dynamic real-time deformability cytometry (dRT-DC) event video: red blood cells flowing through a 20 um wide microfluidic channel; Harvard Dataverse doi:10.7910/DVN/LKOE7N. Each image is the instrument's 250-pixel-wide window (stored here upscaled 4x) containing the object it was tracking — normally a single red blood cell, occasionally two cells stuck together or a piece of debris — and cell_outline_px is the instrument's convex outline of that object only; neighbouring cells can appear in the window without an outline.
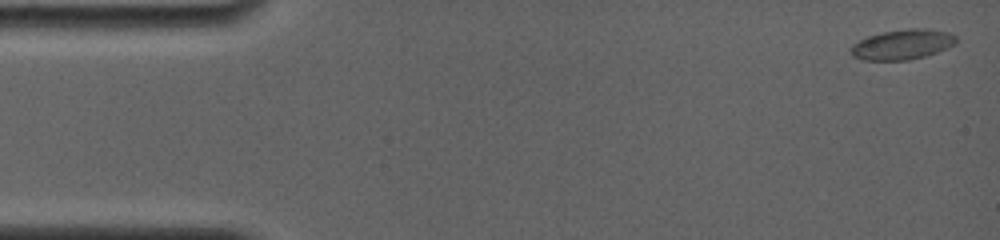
{"species": "common noctule bat (a hibernating species)", "species_latin": "Nyctalus noctula", "temperature_condition": "room temperature", "stored_images_in_passage": 55, "camera_frame_rate_fps": 4000, "um_per_image_px": 0.085, "animal": {"sex": "female", "body_mass_g": 19.0, "forearm_length_mm": 56.7}, "frame": {"image": 1, "passage_image": 2, "time_ms": 0.25, "image_size_px": [1000, 240], "cell_outline_px": [[956, 40], [948, 48], [924, 56], [908, 60], [860, 60], [852, 56], [852, 44], [868, 36], [884, 32], [908, 28], [928, 28], [948, 32], [956, 36]], "centroid_in_image_um": [76.7, 3.78], "position_along_channel_um": 8.3, "area_um2": 18.32}}
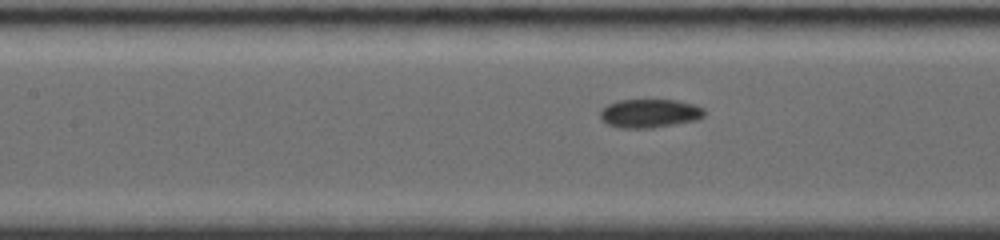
{"frame": {"image": 2, "passage_image": 33, "time_ms": 7.25, "image_size_px": [1000, 240], "cell_outline_px": [[704, 116], [696, 120], [652, 128], [620, 128], [608, 124], [600, 116], [600, 112], [608, 104], [620, 100], [676, 100], [692, 104], [704, 108]], "centroid_in_image_um": [55.23, 9.64], "position_along_channel_um": 152.2, "area_um2": 17.17}}
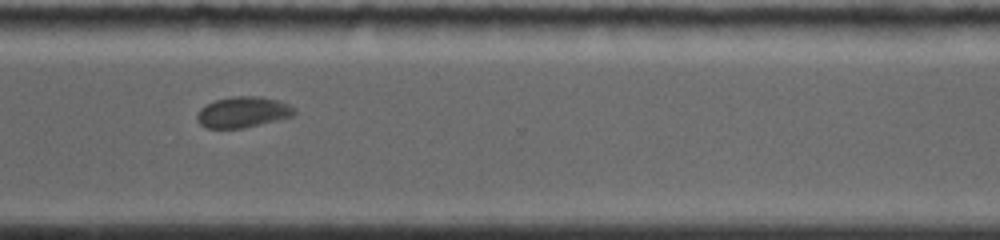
{"frame": {"image": 3, "passage_image": 54, "time_ms": 12.5, "image_size_px": [1000, 240], "cell_outline_px": [[296, 112], [292, 116], [240, 128], [208, 128], [200, 124], [196, 116], [200, 108], [216, 100], [236, 96], [256, 96], [280, 100], [296, 108]], "centroid_in_image_um": [20.65, 9.52], "position_along_channel_um": 349.9, "area_um2": 17.17}}